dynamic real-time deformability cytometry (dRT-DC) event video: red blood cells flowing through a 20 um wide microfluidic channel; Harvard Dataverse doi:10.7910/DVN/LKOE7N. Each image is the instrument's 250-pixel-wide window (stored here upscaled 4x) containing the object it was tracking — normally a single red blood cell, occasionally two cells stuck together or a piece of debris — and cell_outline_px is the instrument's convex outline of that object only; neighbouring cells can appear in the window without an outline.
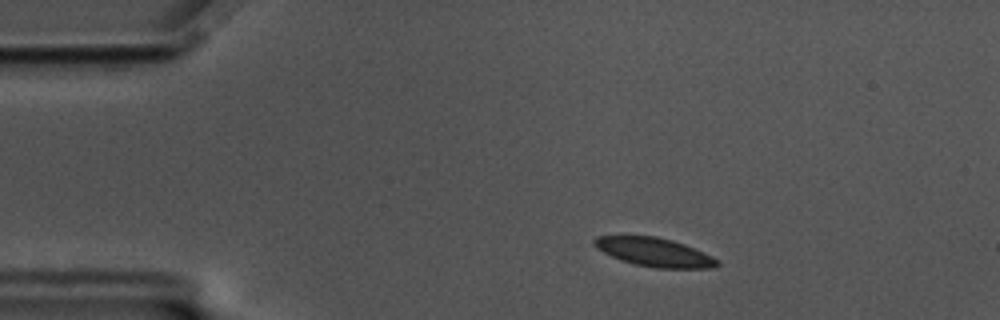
{"species": "common noctule bat (a hibernating species)", "species_latin": "Nyctalus noctula", "temperature_condition": "cold", "stored_images_in_passage": 55, "camera_frame_rate_fps": 3000, "um_per_image_px": 0.085, "animal": {"sex": "male", "body_mass_g": 17.5, "forearm_length_mm": 52.3}, "frame": {"image": 1, "passage_image": 7, "time_ms": 2.0, "image_size_px": [1000, 320], "cell_outline_px": [[720, 264], [712, 268], [656, 268], [636, 264], [620, 260], [596, 248], [592, 244], [592, 240], [596, 236], [656, 236], [672, 240], [684, 244], [704, 252], [720, 260]], "centroid_in_image_um": [55.63, 21.43], "position_along_channel_um": 29.4, "area_um2": 20.58}}
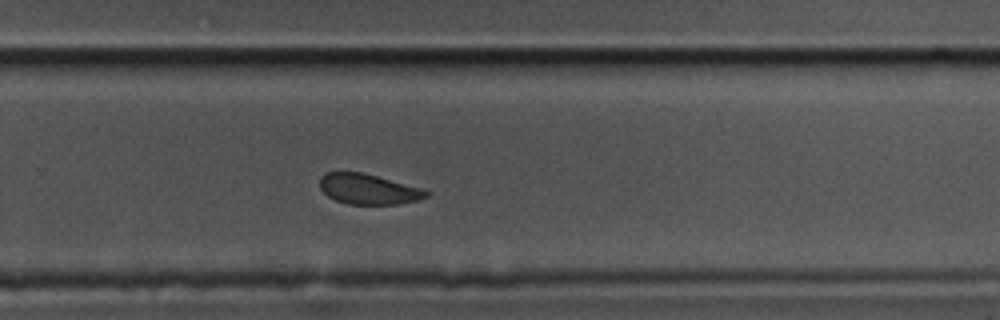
{"frame": {"image": 2, "passage_image": 35, "time_ms": 11.333, "image_size_px": [1000, 320], "cell_outline_px": [[428, 196], [420, 200], [400, 204], [348, 204], [336, 200], [328, 196], [320, 188], [320, 176], [328, 172], [364, 172], [424, 188], [428, 192]], "centroid_in_image_um": [31.35, 16.07], "position_along_channel_um": 298.5, "area_um2": 19.02}}
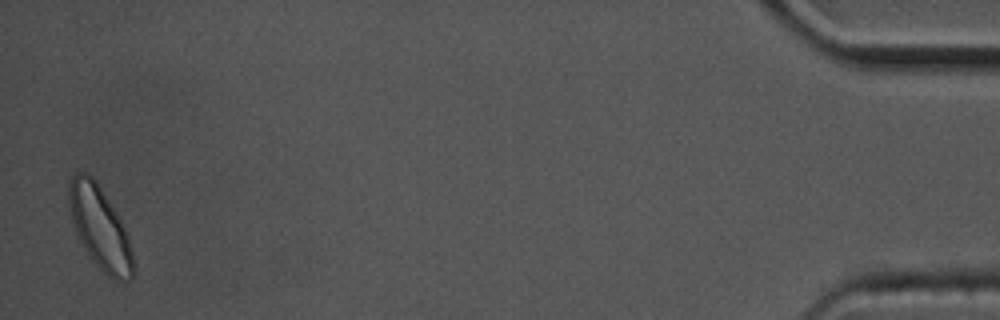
{"frame": {"image": 3, "passage_image": 54, "time_ms": 17.667, "image_size_px": [1000, 320], "cell_outline_px": [[132, 276], [128, 280], [112, 280], [92, 260], [84, 248], [76, 232], [72, 220], [68, 204], [68, 184], [72, 176], [76, 172], [84, 172], [92, 176], [96, 180], [116, 212], [124, 228], [132, 252]], "centroid_in_image_um": [8.45, 19.31], "position_along_channel_um": 426.8, "area_um2": 30.35}, "authors_computed_cell_mechanics": {"area_um2": 21.097, "velocity_mm_per_s": 3.4509, "shape_relaxation_time_tau1_ms": 2.6302, "shape_relaxation_time_tau2_ms": 2.1747, "deformation_change_tau1": 0.0777, "deformation_change_tau2": 0.0356}}